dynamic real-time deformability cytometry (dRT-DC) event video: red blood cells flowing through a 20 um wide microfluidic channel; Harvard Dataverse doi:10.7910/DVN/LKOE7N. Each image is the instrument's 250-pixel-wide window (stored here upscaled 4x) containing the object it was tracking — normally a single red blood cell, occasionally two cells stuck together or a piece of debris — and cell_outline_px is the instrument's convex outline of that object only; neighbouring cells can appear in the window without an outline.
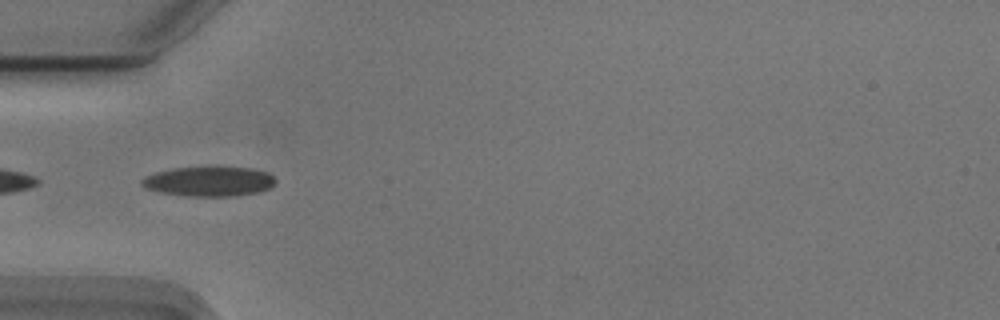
{"species": "Egyptian fruit bat (a non-hibernating species)", "species_latin": "Rousettus aegyptiacus", "temperature_condition": "cold", "stored_images_in_passage": 50, "camera_frame_rate_fps": 3000, "um_per_image_px": 0.085, "animal": {"sex": "male"}, "frame": {"image": 1, "passage_image": 13, "time_ms": 4.0, "image_size_px": [1000, 320], "cell_outline_px": [[276, 184], [260, 192], [232, 196], [184, 196], [160, 192], [144, 188], [140, 184], [140, 180], [144, 176], [156, 172], [172, 168], [252, 168], [268, 172], [276, 180]], "centroid_in_image_um": [17.74, 15.43], "position_along_channel_um": 67.3, "area_um2": 23.12}}
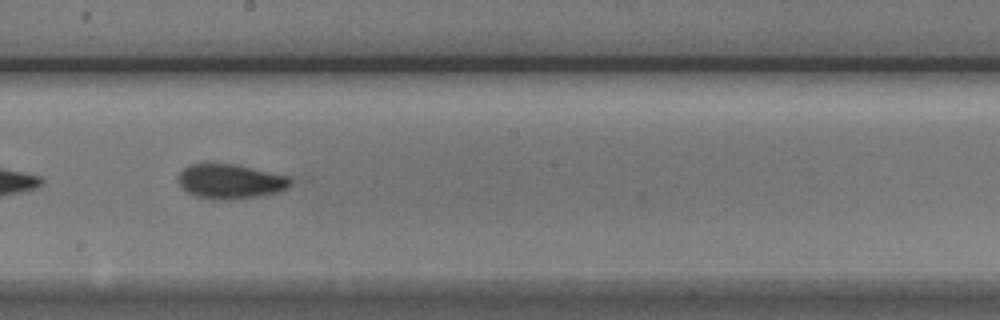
{"frame": {"image": 2, "passage_image": 26, "time_ms": 8.333, "image_size_px": [1000, 320], "cell_outline_px": [[292, 184], [288, 188], [280, 192], [260, 196], [236, 200], [212, 200], [196, 196], [180, 188], [176, 180], [180, 172], [184, 168], [192, 164], [232, 164], [288, 176], [292, 180]], "centroid_in_image_um": [19.57, 15.45], "position_along_channel_um": 228.6, "area_um2": 22.89}}
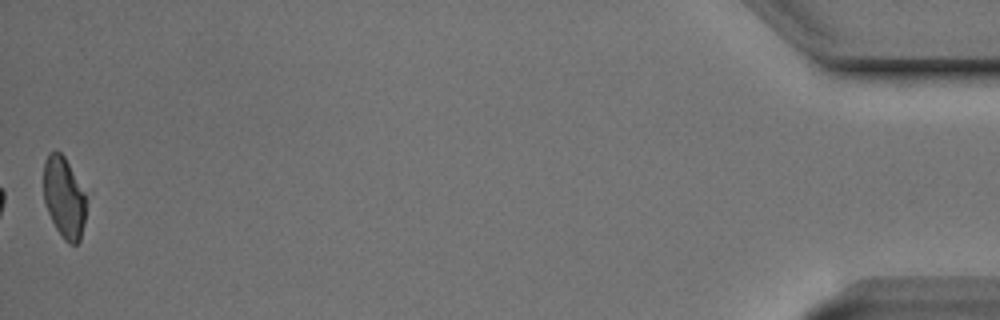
{"frame": {"image": 3, "passage_image": 50, "time_ms": 16.333, "image_size_px": [1000, 320], "cell_outline_px": [[84, 224], [80, 240], [76, 244], [68, 244], [64, 240], [56, 228], [48, 212], [44, 200], [44, 160], [48, 152], [56, 148], [64, 156], [84, 196]], "centroid_in_image_um": [5.39, 16.78], "position_along_channel_um": 429.8, "area_um2": 19.59}}